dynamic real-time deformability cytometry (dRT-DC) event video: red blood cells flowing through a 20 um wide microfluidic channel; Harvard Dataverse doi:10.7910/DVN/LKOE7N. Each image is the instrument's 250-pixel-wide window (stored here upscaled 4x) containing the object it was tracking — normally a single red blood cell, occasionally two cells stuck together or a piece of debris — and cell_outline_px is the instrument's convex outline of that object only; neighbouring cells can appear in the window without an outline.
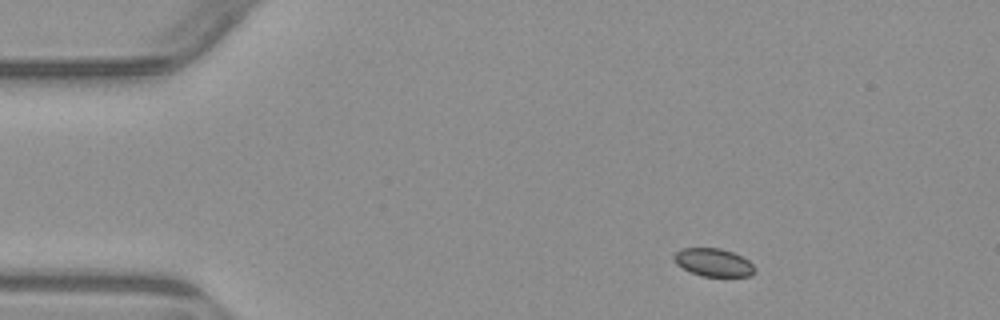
{"species": "common noctule bat (a hibernating species)", "species_latin": "Nyctalus noctula", "temperature_condition": "warm", "stored_images_in_passage": 3, "camera_frame_rate_fps": 3000, "um_per_image_px": 0.085, "animal": {"sex": "male", "body_mass_g": 23.1, "forearm_length_mm": 52.7}, "frame": {"image": 1, "passage_image": 1, "time_ms": 0.0, "image_size_px": [1000, 320], "cell_outline_px": [[756, 272], [752, 276], [700, 276], [676, 264], [672, 256], [676, 252], [684, 248], [720, 248], [732, 252], [748, 260], [756, 268]], "centroid_in_image_um": [60.66, 22.31], "position_along_channel_um": 24.3, "area_um2": 13.12}}
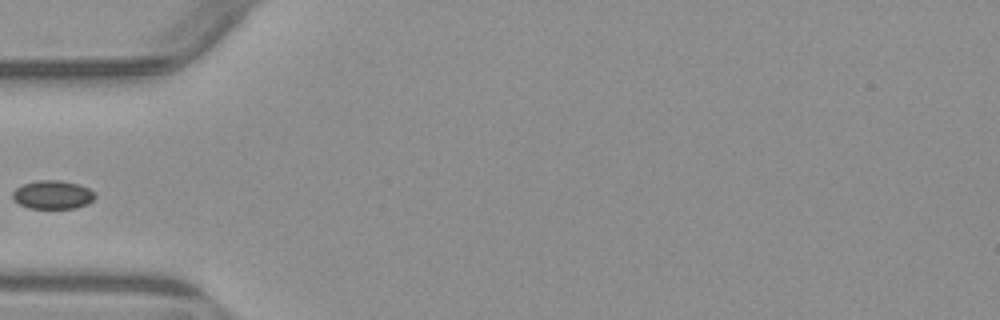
{"frame": {"image": 2, "passage_image": 3, "time_ms": 3.333, "image_size_px": [1000, 320], "cell_outline_px": [[96, 196], [88, 204], [76, 208], [28, 208], [20, 204], [12, 196], [12, 192], [16, 188], [24, 184], [36, 180], [60, 180], [80, 184], [88, 188]], "centroid_in_image_um": [4.49, 16.54], "position_along_channel_um": 80.5, "area_um2": 13.64}}